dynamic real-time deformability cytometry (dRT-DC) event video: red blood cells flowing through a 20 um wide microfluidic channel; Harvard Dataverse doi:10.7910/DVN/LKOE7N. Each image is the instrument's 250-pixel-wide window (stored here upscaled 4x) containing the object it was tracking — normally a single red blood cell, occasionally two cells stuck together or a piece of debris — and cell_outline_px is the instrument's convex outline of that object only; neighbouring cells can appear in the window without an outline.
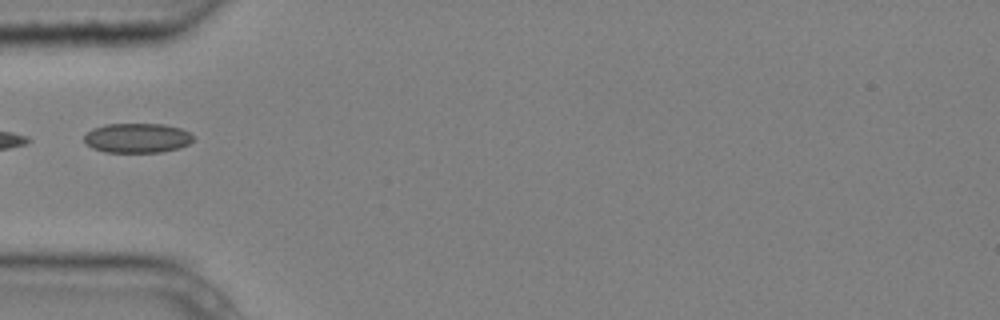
{"species": "common noctule bat (a hibernating species)", "species_latin": "Nyctalus noctula", "temperature_condition": "cold", "stored_images_in_passage": 6, "camera_frame_rate_fps": 3000, "um_per_image_px": 0.085, "animal": {"sex": "male", "body_mass_g": 20.4}, "frame": {"image": 1, "passage_image": 6, "time_ms": 1.667, "image_size_px": [1000, 320], "cell_outline_px": [[192, 140], [188, 144], [180, 148], [164, 152], [104, 152], [92, 148], [84, 140], [84, 136], [92, 128], [104, 124], [164, 124], [180, 128], [188, 132], [192, 136]], "centroid_in_image_um": [11.65, 11.73], "position_along_channel_um": 73.4, "area_um2": 18.84}}